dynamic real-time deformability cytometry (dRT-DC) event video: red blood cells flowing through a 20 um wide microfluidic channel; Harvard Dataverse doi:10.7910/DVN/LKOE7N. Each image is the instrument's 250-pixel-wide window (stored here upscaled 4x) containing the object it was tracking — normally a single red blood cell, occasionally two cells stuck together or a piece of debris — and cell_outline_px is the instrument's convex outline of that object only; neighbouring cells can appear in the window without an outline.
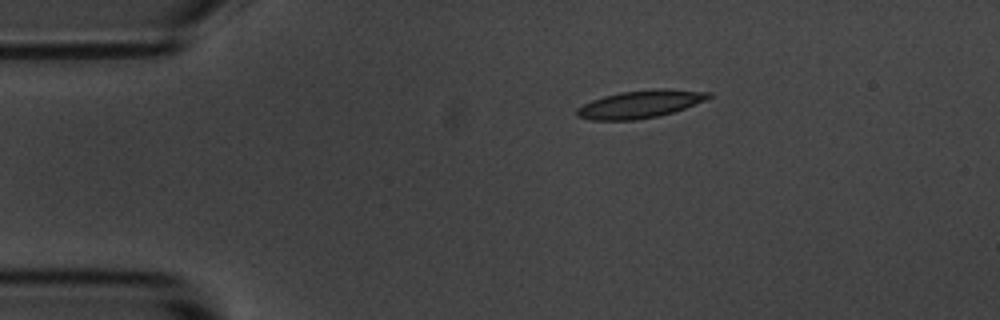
{"species": "common noctule bat (a hibernating species)", "species_latin": "Nyctalus noctula", "temperature_condition": "room temperature", "stored_images_in_passage": 46, "camera_frame_rate_fps": 3000, "um_per_image_px": 0.085, "animal": {"sex": "male", "body_mass_g": 20.1, "forearm_length_mm": 53.5}, "frame": {"image": 1, "passage_image": 1, "time_ms": 0.0, "image_size_px": [1000, 320], "cell_outline_px": [[712, 96], [704, 100], [684, 108], [660, 116], [636, 120], [592, 120], [576, 116], [576, 108], [592, 100], [604, 96], [620, 92], [712, 92]], "centroid_in_image_um": [54.26, 8.93], "position_along_channel_um": 30.7, "area_um2": 19.83}}
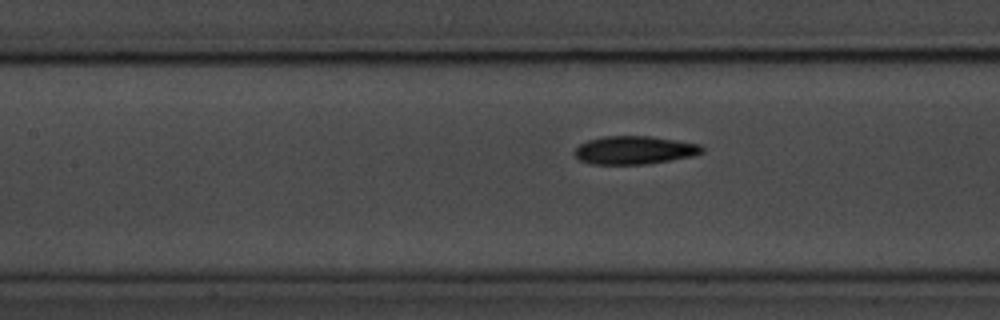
{"frame": {"image": 2, "passage_image": 15, "time_ms": 4.667, "image_size_px": [1000, 320], "cell_outline_px": [[704, 152], [692, 156], [672, 160], [644, 164], [592, 164], [580, 160], [572, 152], [580, 144], [588, 140], [604, 136], [652, 136], [700, 144], [704, 148]], "centroid_in_image_um": [53.93, 12.76], "position_along_channel_um": 153.5, "area_um2": 20.98}}
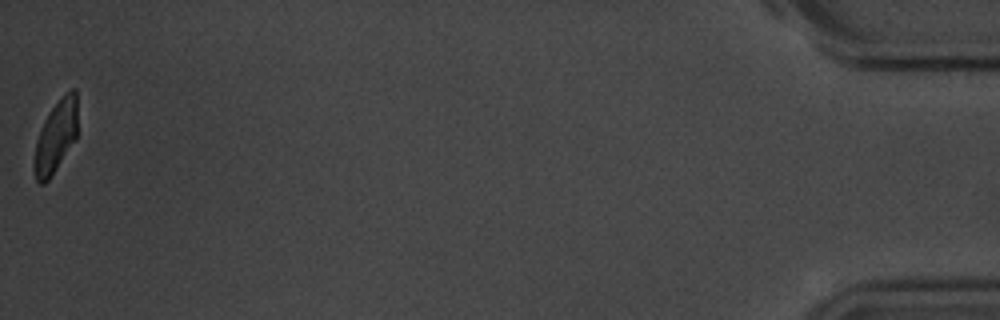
{"frame": {"image": 3, "passage_image": 46, "time_ms": 15.0, "image_size_px": [1000, 320], "cell_outline_px": [[76, 140], [48, 180], [44, 184], [40, 184], [36, 180], [32, 168], [32, 164], [36, 140], [44, 120], [48, 112], [72, 88], [76, 88]], "centroid_in_image_um": [4.7, 11.68], "position_along_channel_um": 430.5, "area_um2": 18.09}, "authors_computed_cell_mechanics": {"area_um2": 20.519, "velocity_mm_per_s": 3.6244, "shape_relaxation_time_tau1_ms": 2.7996, "shape_relaxation_time_tau2_ms": 2.0469, "deformation_change_tau1": 0.1302, "deformation_change_tau2": 0.0874}}